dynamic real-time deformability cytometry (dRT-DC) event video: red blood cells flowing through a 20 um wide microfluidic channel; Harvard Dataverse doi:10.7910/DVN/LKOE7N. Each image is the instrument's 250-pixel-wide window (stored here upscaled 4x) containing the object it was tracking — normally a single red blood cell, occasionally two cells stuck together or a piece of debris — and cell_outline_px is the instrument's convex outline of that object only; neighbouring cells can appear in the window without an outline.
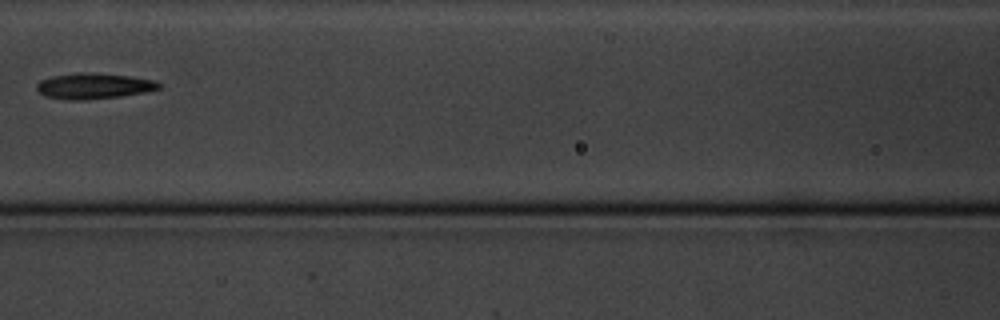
{"species": "common noctule bat (a hibernating species)", "species_latin": "Nyctalus noctula", "temperature_condition": "cold", "stored_images_in_passage": 11, "camera_frame_rate_fps": 3000, "um_per_image_px": 0.085, "animal": {"sex": "male", "body_mass_g": 20.1, "forearm_length_mm": 53.5}, "frame": {"image": 1, "passage_image": 4, "time_ms": 4.667, "image_size_px": [1000, 320], "cell_outline_px": [[160, 88], [144, 92], [120, 96], [84, 100], [68, 100], [44, 96], [36, 88], [36, 84], [40, 80], [52, 76], [80, 72], [92, 72], [132, 76], [156, 80], [160, 84]], "centroid_in_image_um": [7.96, 7.3], "position_along_channel_um": 158.6, "area_um2": 18.44}}
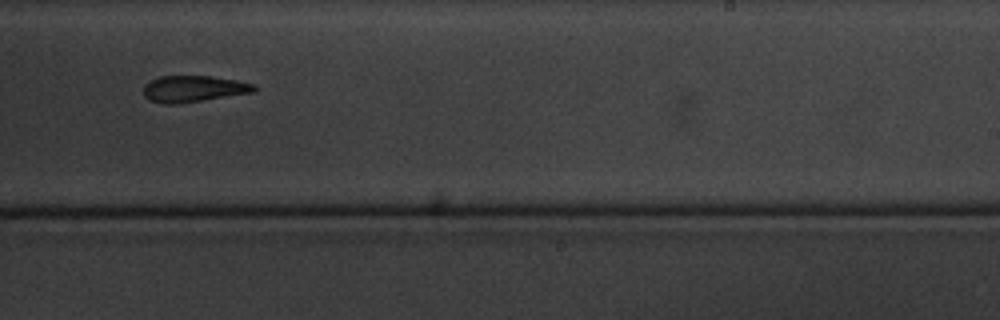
{"frame": {"image": 2, "passage_image": 7, "time_ms": 8.0, "image_size_px": [1000, 320], "cell_outline_px": [[256, 88], [252, 92], [176, 104], [164, 104], [148, 100], [144, 96], [144, 84], [160, 76], [212, 76], [236, 80], [256, 84]], "centroid_in_image_um": [16.41, 7.54], "position_along_channel_um": 272.6, "area_um2": 16.88}}
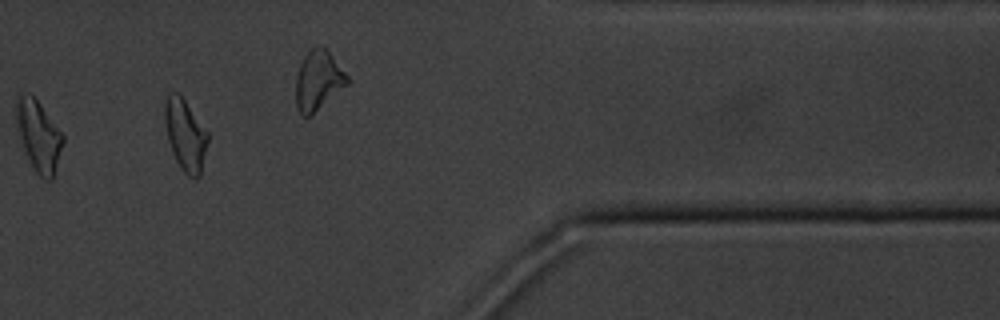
{"frame": {"image": 3, "passage_image": 10, "time_ms": 11.667, "image_size_px": [1000, 320], "cell_outline_px": [[64, 140], [52, 180], [44, 180], [36, 172], [24, 148], [20, 136], [16, 116], [16, 96], [32, 96], [40, 104], [64, 136]], "centroid_in_image_um": [3.3, 11.57], "position_along_channel_um": 408.1, "area_um2": 18.38}}